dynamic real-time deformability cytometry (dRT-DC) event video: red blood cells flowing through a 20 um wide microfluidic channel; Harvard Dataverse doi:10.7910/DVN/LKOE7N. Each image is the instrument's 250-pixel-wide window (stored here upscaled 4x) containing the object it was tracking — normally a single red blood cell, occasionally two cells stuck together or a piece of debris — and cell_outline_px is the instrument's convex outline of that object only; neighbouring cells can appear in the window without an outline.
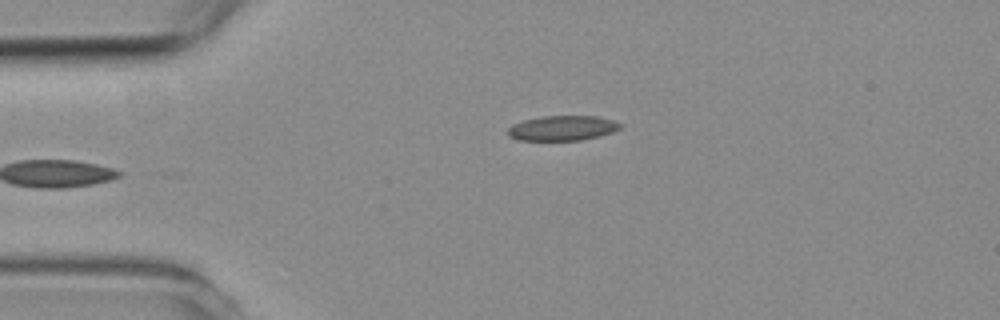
{"species": "common noctule bat (a hibernating species)", "species_latin": "Nyctalus noctula", "temperature_condition": "room temperature", "stored_images_in_passage": 5, "camera_frame_rate_fps": 3000, "um_per_image_px": 0.085, "animal": {"sex": "female", "body_mass_g": 19.3, "forearm_length_mm": 54.1}, "frame": {"image": 1, "passage_image": 5, "time_ms": 4.667, "image_size_px": [1000, 320], "cell_outline_px": [[624, 124], [620, 128], [612, 132], [600, 136], [580, 140], [516, 140], [508, 136], [508, 128], [512, 124], [524, 120], [544, 116], [596, 116], [616, 120]], "centroid_in_image_um": [47.83, 10.88], "position_along_channel_um": 37.2, "area_um2": 16.47}}